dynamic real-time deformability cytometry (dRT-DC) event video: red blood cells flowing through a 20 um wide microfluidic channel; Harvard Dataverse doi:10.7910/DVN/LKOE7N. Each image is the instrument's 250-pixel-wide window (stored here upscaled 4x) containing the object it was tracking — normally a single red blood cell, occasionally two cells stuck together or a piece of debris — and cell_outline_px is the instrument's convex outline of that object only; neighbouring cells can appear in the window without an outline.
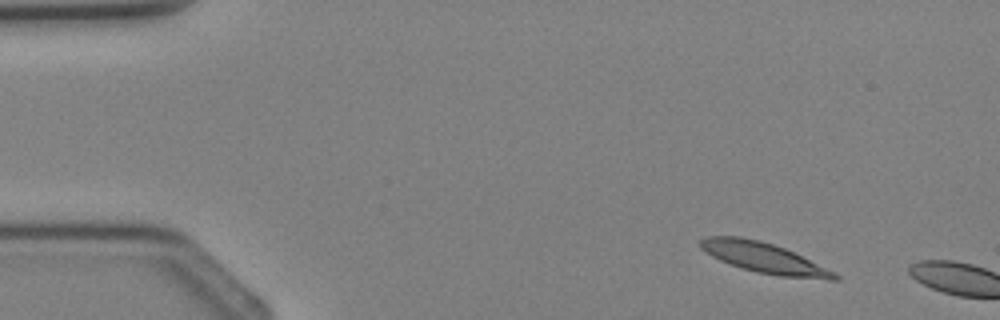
{"species": "Egyptian fruit bat (a non-hibernating species)", "species_latin": "Rousettus aegyptiacus", "temperature_condition": "cold", "stored_images_in_passage": 2, "camera_frame_rate_fps": 3000, "um_per_image_px": 0.085, "animal": {"sex": "female"}, "frame": {"image": 1, "passage_image": 1, "time_ms": 0.0, "image_size_px": [1000, 320], "cell_outline_px": [[840, 280], [828, 280], [780, 276], [756, 272], [720, 260], [712, 256], [700, 248], [700, 240], [704, 236], [740, 236], [760, 240], [784, 248], [836, 272], [840, 276]], "centroid_in_image_um": [64.96, 21.92], "position_along_channel_um": 20.0, "area_um2": 23.58}}